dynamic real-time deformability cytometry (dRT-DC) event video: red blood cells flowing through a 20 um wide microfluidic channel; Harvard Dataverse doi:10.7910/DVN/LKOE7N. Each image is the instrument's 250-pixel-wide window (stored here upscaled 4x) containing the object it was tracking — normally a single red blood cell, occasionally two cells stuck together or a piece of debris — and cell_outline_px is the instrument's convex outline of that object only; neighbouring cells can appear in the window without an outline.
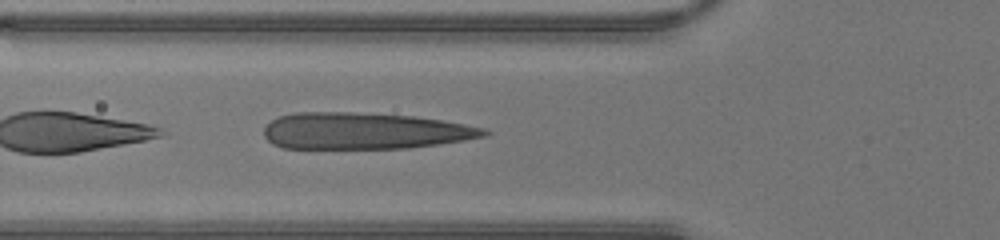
{"species": "human", "species_latin": "Homo sapiens", "temperature_condition": "warm", "stored_images_in_passage": 30, "camera_frame_rate_fps": 3000, "um_per_image_px": 0.085, "donor": {"sex": "male"}, "frame": {"image": 1, "passage_image": 3, "time_ms": 0.667, "image_size_px": [1000, 240], "cell_outline_px": [[492, 132], [488, 136], [440, 144], [408, 148], [284, 148], [272, 144], [264, 136], [264, 128], [272, 120], [280, 116], [296, 112], [356, 112], [416, 116], [464, 124], [484, 128]], "centroid_in_image_um": [31.0, 11.13], "position_along_channel_um": 94.8, "area_um2": 47.05}}
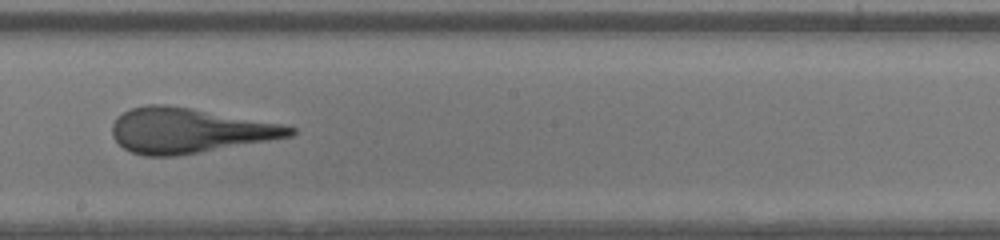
{"frame": {"image": 2, "passage_image": 12, "time_ms": 3.667, "image_size_px": [1000, 240], "cell_outline_px": [[296, 132], [292, 136], [200, 152], [176, 156], [144, 156], [132, 152], [124, 148], [112, 136], [112, 124], [116, 116], [132, 108], [148, 104], [164, 104], [192, 108], [280, 124], [296, 128]], "centroid_in_image_um": [16.02, 11.09], "position_along_channel_um": 232.2, "area_um2": 46.24}}
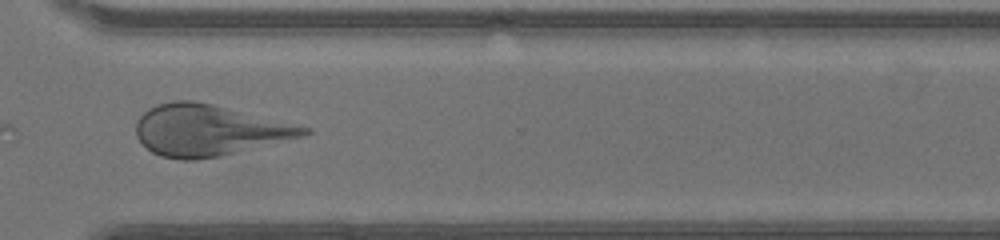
{"frame": {"image": 3, "passage_image": 20, "time_ms": 6.333, "image_size_px": [1000, 240], "cell_outline_px": [[312, 132], [304, 136], [220, 156], [196, 160], [180, 160], [160, 156], [152, 152], [136, 136], [136, 120], [148, 108], [156, 104], [176, 100], [192, 100], [212, 104], [296, 124], [312, 128]], "centroid_in_image_um": [17.72, 11.07], "position_along_channel_um": 352.9, "area_um2": 49.82}}